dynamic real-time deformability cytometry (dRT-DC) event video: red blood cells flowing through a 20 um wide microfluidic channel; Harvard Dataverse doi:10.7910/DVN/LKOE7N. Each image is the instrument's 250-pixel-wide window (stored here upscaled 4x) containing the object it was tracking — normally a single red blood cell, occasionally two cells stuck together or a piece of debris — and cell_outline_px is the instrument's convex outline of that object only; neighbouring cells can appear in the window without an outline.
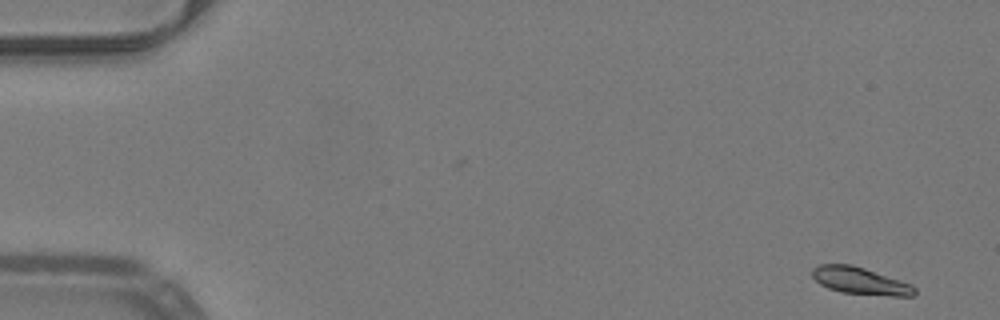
{"species": "common noctule bat (a hibernating species)", "species_latin": "Nyctalus noctula", "temperature_condition": "warm", "stored_images_in_passage": 50, "camera_frame_rate_fps": 3000, "um_per_image_px": 0.085, "animal": {"sex": "male", "body_mass_g": 19.2, "forearm_length_mm": 51.8}, "frame": {"image": 1, "passage_image": 1, "time_ms": 0.0, "image_size_px": [1000, 320], "cell_outline_px": [[916, 292], [912, 296], [892, 296], [840, 292], [828, 288], [820, 284], [812, 276], [812, 268], [820, 264], [852, 264], [912, 284], [916, 288]], "centroid_in_image_um": [73.12, 23.87], "position_along_channel_um": 11.9, "area_um2": 16.13}}
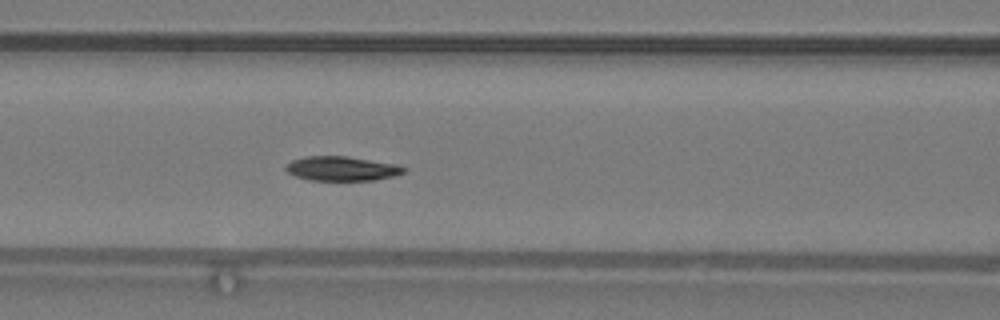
{"frame": {"image": 2, "passage_image": 21, "time_ms": 6.667, "image_size_px": [1000, 320], "cell_outline_px": [[408, 168], [404, 172], [392, 176], [376, 180], [308, 180], [296, 176], [288, 172], [284, 168], [284, 164], [292, 160], [304, 156], [344, 156], [396, 164]], "centroid_in_image_um": [29.01, 14.33], "position_along_channel_um": 137.6, "area_um2": 16.76}}
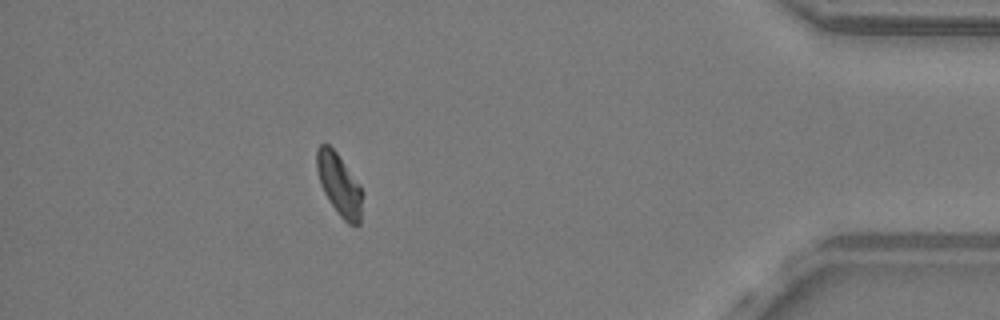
{"frame": {"image": 3, "passage_image": 45, "time_ms": 14.667, "image_size_px": [1000, 320], "cell_outline_px": [[364, 192], [360, 224], [348, 224], [340, 216], [324, 192], [320, 184], [316, 168], [316, 148], [320, 144], [328, 144], [336, 152], [360, 184]], "centroid_in_image_um": [28.85, 15.69], "position_along_channel_um": 406.3, "area_um2": 16.59}, "authors_computed_cell_mechanics": {"area_um2": 16.7909, "velocity_mm_per_s": 3.9768, "shape_relaxation_time_tau1_ms": 3.5993, "shape_relaxation_time_tau2_ms": null, "deformation_change_tau1": 0.1238, "deformation_change_tau2": null}}